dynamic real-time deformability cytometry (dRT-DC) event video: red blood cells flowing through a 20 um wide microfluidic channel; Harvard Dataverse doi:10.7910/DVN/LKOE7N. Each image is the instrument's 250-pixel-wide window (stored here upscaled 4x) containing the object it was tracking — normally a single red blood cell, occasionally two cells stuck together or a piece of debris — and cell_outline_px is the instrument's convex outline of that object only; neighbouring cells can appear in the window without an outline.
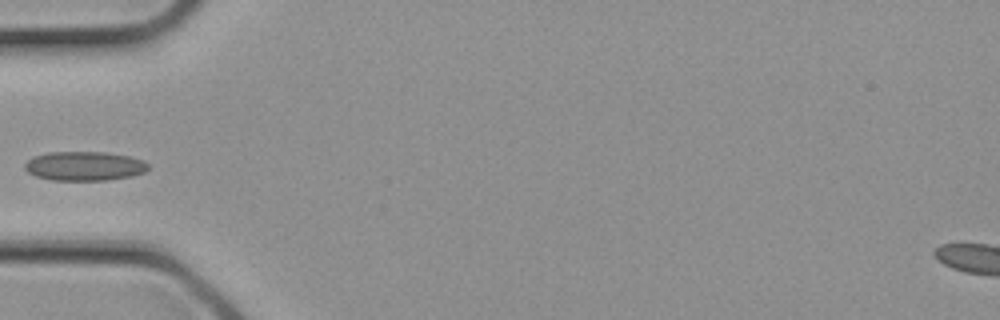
{"species": "common noctule bat (a hibernating species)", "species_latin": "Nyctalus noctula", "temperature_condition": "cold", "stored_images_in_passage": 2, "camera_frame_rate_fps": 3000, "um_per_image_px": 0.085, "animal": {"sex": "female", "body_mass_g": 21.9}, "frame": {"image": 1, "passage_image": 2, "time_ms": 0.333, "image_size_px": [1000, 320], "cell_outline_px": [[148, 168], [144, 172], [132, 176], [108, 180], [52, 180], [36, 176], [28, 172], [24, 168], [24, 164], [32, 156], [48, 152], [104, 152], [128, 156], [144, 160], [148, 164]], "centroid_in_image_um": [7.16, 14.11], "position_along_channel_um": 77.8, "area_um2": 21.04}}